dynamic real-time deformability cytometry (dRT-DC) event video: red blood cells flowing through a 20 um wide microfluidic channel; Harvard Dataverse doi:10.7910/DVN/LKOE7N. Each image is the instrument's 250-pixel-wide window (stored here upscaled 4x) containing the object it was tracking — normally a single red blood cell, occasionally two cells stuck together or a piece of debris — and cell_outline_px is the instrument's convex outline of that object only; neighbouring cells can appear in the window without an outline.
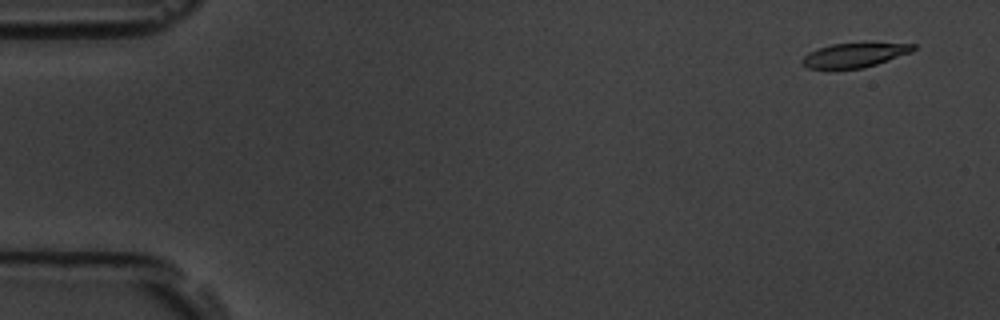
{"species": "common noctule bat (a hibernating species)", "species_latin": "Nyctalus noctula", "temperature_condition": "room temperature", "stored_images_in_passage": 5, "camera_frame_rate_fps": 3000, "um_per_image_px": 0.085, "animal": {"sex": "male", "body_mass_g": 19.5, "forearm_length_mm": 54.6}, "frame": {"image": 1, "passage_image": 1, "time_ms": 0.0, "image_size_px": [1000, 320], "cell_outline_px": [[916, 48], [912, 52], [864, 68], [828, 72], [808, 68], [800, 60], [808, 52], [832, 44], [864, 40], [916, 44]], "centroid_in_image_um": [72.64, 4.68], "position_along_channel_um": 12.4, "area_um2": 17.22}}
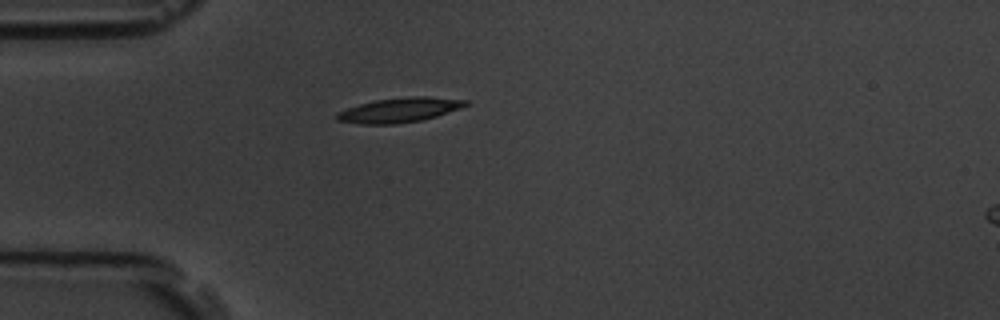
{"frame": {"image": 2, "passage_image": 5, "time_ms": 4.333, "image_size_px": [1000, 320], "cell_outline_px": [[468, 104], [460, 108], [436, 116], [420, 120], [396, 124], [360, 124], [336, 120], [336, 112], [360, 104], [376, 100], [408, 96], [428, 96], [468, 100]], "centroid_in_image_um": [33.94, 9.35], "position_along_channel_um": 51.1, "area_um2": 18.38}}